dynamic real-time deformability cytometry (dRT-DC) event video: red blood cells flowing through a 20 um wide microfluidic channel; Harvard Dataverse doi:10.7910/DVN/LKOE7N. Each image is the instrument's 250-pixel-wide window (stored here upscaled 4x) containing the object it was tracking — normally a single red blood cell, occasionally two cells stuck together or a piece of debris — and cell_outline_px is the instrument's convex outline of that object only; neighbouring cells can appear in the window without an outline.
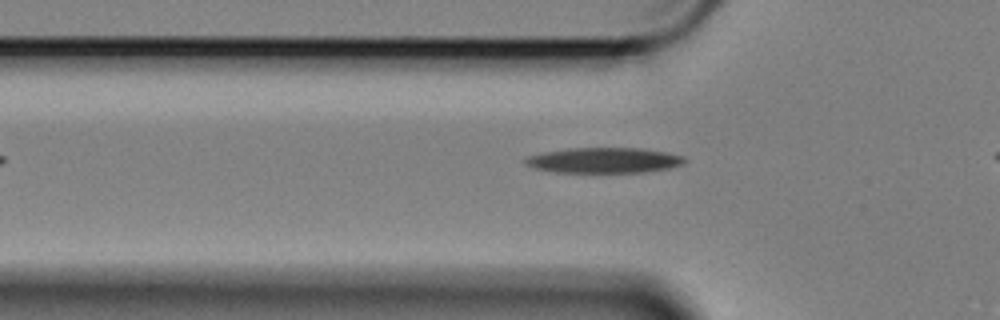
{"species": "Egyptian fruit bat (a non-hibernating species)", "species_latin": "Rousettus aegyptiacus", "temperature_condition": "cold", "stored_images_in_passage": 34, "camera_frame_rate_fps": 3000, "um_per_image_px": 0.085, "animal": {"sex": "female"}, "frame": {"image": 1, "passage_image": 2, "time_ms": 0.333, "image_size_px": [1000, 320], "cell_outline_px": [[688, 160], [684, 164], [668, 168], [644, 172], [556, 172], [536, 168], [528, 164], [524, 160], [528, 156], [544, 152], [572, 148], [640, 148], [664, 152], [684, 156]], "centroid_in_image_um": [51.4, 13.62], "position_along_channel_um": 74.4, "area_um2": 23.29}}
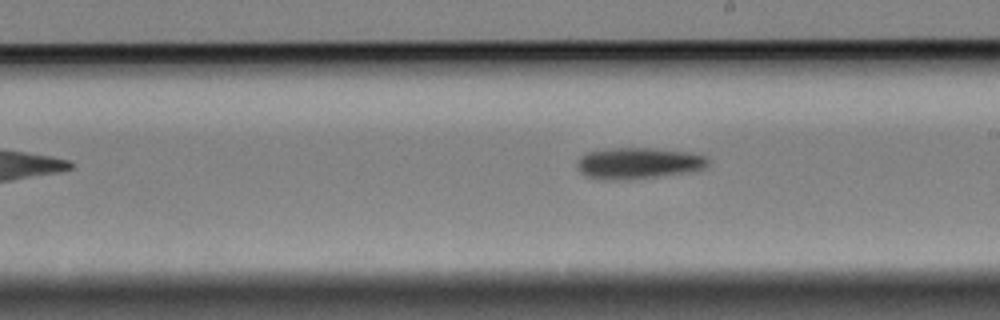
{"frame": {"image": 2, "passage_image": 16, "time_ms": 5.0, "image_size_px": [1000, 320], "cell_outline_px": [[712, 160], [704, 168], [692, 172], [632, 180], [600, 180], [584, 176], [576, 168], [576, 160], [580, 156], [588, 152], [608, 148], [652, 148], [692, 152], [708, 156]], "centroid_in_image_um": [54.27, 13.88], "position_along_channel_um": 234.7, "area_um2": 24.74}}
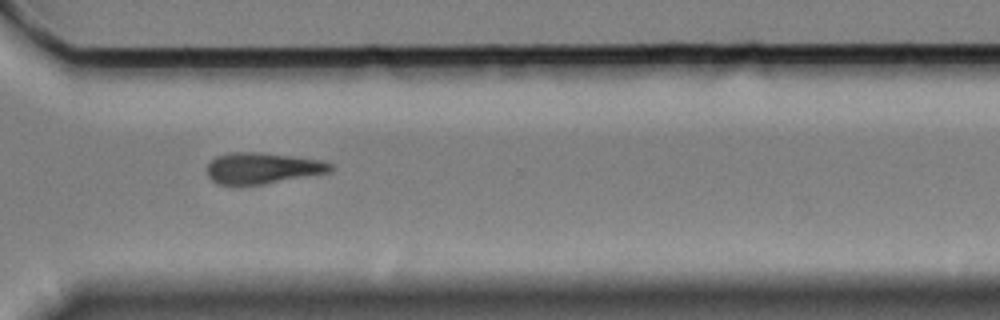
{"frame": {"image": 3, "passage_image": 26, "time_ms": 8.333, "image_size_px": [1000, 320], "cell_outline_px": [[332, 172], [264, 184], [216, 184], [208, 176], [208, 164], [216, 156], [228, 152], [260, 152], [292, 156], [320, 160], [332, 164]], "centroid_in_image_um": [22.32, 14.29], "position_along_channel_um": 348.3, "area_um2": 22.31}}